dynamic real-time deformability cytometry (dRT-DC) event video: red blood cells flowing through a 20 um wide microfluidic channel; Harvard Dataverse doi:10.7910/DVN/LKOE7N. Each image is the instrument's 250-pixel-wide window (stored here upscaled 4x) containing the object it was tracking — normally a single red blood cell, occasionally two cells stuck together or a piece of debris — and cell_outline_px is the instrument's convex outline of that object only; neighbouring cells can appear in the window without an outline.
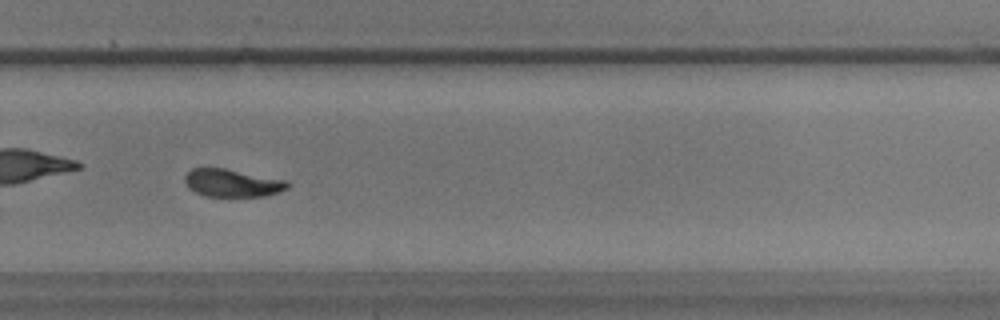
{"species": "common noctule bat (a hibernating species)", "species_latin": "Nyctalus noctula", "temperature_condition": "warm", "stored_images_in_passage": 43, "camera_frame_rate_fps": 3000, "um_per_image_px": 0.085, "animal": {"sex": "male", "body_mass_g": 17.9}, "frame": {"image": 1, "passage_image": 24, "time_ms": 7.667, "image_size_px": [1000, 320], "cell_outline_px": [[288, 188], [280, 192], [264, 196], [204, 196], [188, 188], [184, 180], [184, 176], [192, 168], [224, 168], [288, 180]], "centroid_in_image_um": [19.74, 15.55], "position_along_channel_um": 310.1, "area_um2": 16.65}}
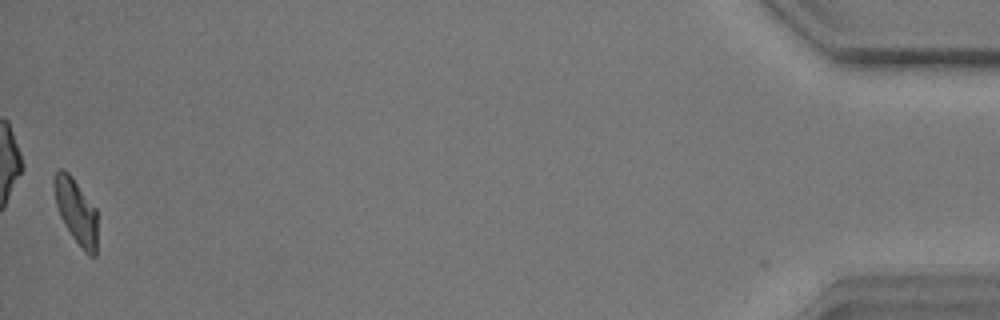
{"frame": {"image": 2, "passage_image": 42, "time_ms": 13.667, "image_size_px": [1000, 320], "cell_outline_px": [[96, 256], [88, 256], [84, 252], [72, 236], [64, 224], [60, 216], [56, 204], [52, 180], [56, 172], [60, 168], [64, 168], [72, 176], [96, 208]], "centroid_in_image_um": [6.45, 17.93], "position_along_channel_um": 428.7, "area_um2": 16.47}, "authors_computed_cell_mechanics": {"area_um2": 17.1088, "velocity_mm_per_s": 3.4914, "shape_relaxation_time_tau1_ms": 5.2016, "shape_relaxation_time_tau2_ms": 2.8966, "deformation_change_tau1": 0.1746, "deformation_change_tau2": 0.077}}